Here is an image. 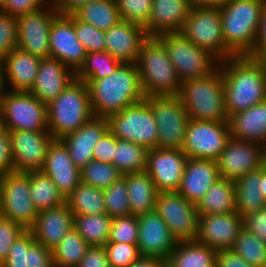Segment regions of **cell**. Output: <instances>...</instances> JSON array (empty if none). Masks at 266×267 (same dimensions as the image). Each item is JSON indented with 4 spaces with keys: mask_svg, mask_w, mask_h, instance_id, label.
Returning <instances> with one entry per match:
<instances>
[{
    "mask_svg": "<svg viewBox=\"0 0 266 267\" xmlns=\"http://www.w3.org/2000/svg\"><path fill=\"white\" fill-rule=\"evenodd\" d=\"M220 174L214 160L188 158L182 181L177 190L186 200L195 204L206 194L213 183L219 180Z\"/></svg>",
    "mask_w": 266,
    "mask_h": 267,
    "instance_id": "83f0119b",
    "label": "cell"
},
{
    "mask_svg": "<svg viewBox=\"0 0 266 267\" xmlns=\"http://www.w3.org/2000/svg\"><path fill=\"white\" fill-rule=\"evenodd\" d=\"M92 0H51L54 8L59 14L71 15L77 11L82 5Z\"/></svg>",
    "mask_w": 266,
    "mask_h": 267,
    "instance_id": "94428289",
    "label": "cell"
},
{
    "mask_svg": "<svg viewBox=\"0 0 266 267\" xmlns=\"http://www.w3.org/2000/svg\"><path fill=\"white\" fill-rule=\"evenodd\" d=\"M167 260L157 257L141 256L130 267H167Z\"/></svg>",
    "mask_w": 266,
    "mask_h": 267,
    "instance_id": "6125c7cd",
    "label": "cell"
},
{
    "mask_svg": "<svg viewBox=\"0 0 266 267\" xmlns=\"http://www.w3.org/2000/svg\"><path fill=\"white\" fill-rule=\"evenodd\" d=\"M0 215L30 230L38 210L30 195L29 176L25 172H10L0 176Z\"/></svg>",
    "mask_w": 266,
    "mask_h": 267,
    "instance_id": "7c38bea8",
    "label": "cell"
},
{
    "mask_svg": "<svg viewBox=\"0 0 266 267\" xmlns=\"http://www.w3.org/2000/svg\"><path fill=\"white\" fill-rule=\"evenodd\" d=\"M217 250L197 240L177 242L170 254L169 267H215Z\"/></svg>",
    "mask_w": 266,
    "mask_h": 267,
    "instance_id": "836d02e7",
    "label": "cell"
},
{
    "mask_svg": "<svg viewBox=\"0 0 266 267\" xmlns=\"http://www.w3.org/2000/svg\"><path fill=\"white\" fill-rule=\"evenodd\" d=\"M58 14L51 2L40 10L19 17L17 48L39 58L50 57V27Z\"/></svg>",
    "mask_w": 266,
    "mask_h": 267,
    "instance_id": "9a60e30c",
    "label": "cell"
},
{
    "mask_svg": "<svg viewBox=\"0 0 266 267\" xmlns=\"http://www.w3.org/2000/svg\"><path fill=\"white\" fill-rule=\"evenodd\" d=\"M116 4L121 20L147 27L152 0H116Z\"/></svg>",
    "mask_w": 266,
    "mask_h": 267,
    "instance_id": "bcb514c9",
    "label": "cell"
},
{
    "mask_svg": "<svg viewBox=\"0 0 266 267\" xmlns=\"http://www.w3.org/2000/svg\"><path fill=\"white\" fill-rule=\"evenodd\" d=\"M79 20L107 31L121 21L116 0H92L73 13Z\"/></svg>",
    "mask_w": 266,
    "mask_h": 267,
    "instance_id": "d590c367",
    "label": "cell"
},
{
    "mask_svg": "<svg viewBox=\"0 0 266 267\" xmlns=\"http://www.w3.org/2000/svg\"><path fill=\"white\" fill-rule=\"evenodd\" d=\"M87 242L73 227L52 249L55 267H77L89 249Z\"/></svg>",
    "mask_w": 266,
    "mask_h": 267,
    "instance_id": "ab89813d",
    "label": "cell"
},
{
    "mask_svg": "<svg viewBox=\"0 0 266 267\" xmlns=\"http://www.w3.org/2000/svg\"><path fill=\"white\" fill-rule=\"evenodd\" d=\"M105 249L111 267H130L141 257L137 244L108 242Z\"/></svg>",
    "mask_w": 266,
    "mask_h": 267,
    "instance_id": "c3c4849f",
    "label": "cell"
},
{
    "mask_svg": "<svg viewBox=\"0 0 266 267\" xmlns=\"http://www.w3.org/2000/svg\"><path fill=\"white\" fill-rule=\"evenodd\" d=\"M156 38L164 45L182 82L208 76L218 67L219 61L213 55L181 32L164 33Z\"/></svg>",
    "mask_w": 266,
    "mask_h": 267,
    "instance_id": "52a82bcc",
    "label": "cell"
},
{
    "mask_svg": "<svg viewBox=\"0 0 266 267\" xmlns=\"http://www.w3.org/2000/svg\"><path fill=\"white\" fill-rule=\"evenodd\" d=\"M16 172L41 171L49 145L54 140L49 131H9Z\"/></svg>",
    "mask_w": 266,
    "mask_h": 267,
    "instance_id": "e0dca14e",
    "label": "cell"
},
{
    "mask_svg": "<svg viewBox=\"0 0 266 267\" xmlns=\"http://www.w3.org/2000/svg\"><path fill=\"white\" fill-rule=\"evenodd\" d=\"M230 138L229 122L190 119L182 150L188 158L216 161Z\"/></svg>",
    "mask_w": 266,
    "mask_h": 267,
    "instance_id": "5bb4252c",
    "label": "cell"
},
{
    "mask_svg": "<svg viewBox=\"0 0 266 267\" xmlns=\"http://www.w3.org/2000/svg\"><path fill=\"white\" fill-rule=\"evenodd\" d=\"M65 203L73 215L106 213L104 191L82 182L65 198Z\"/></svg>",
    "mask_w": 266,
    "mask_h": 267,
    "instance_id": "8d00e7d4",
    "label": "cell"
},
{
    "mask_svg": "<svg viewBox=\"0 0 266 267\" xmlns=\"http://www.w3.org/2000/svg\"><path fill=\"white\" fill-rule=\"evenodd\" d=\"M117 138L108 130L95 144L93 160L113 163Z\"/></svg>",
    "mask_w": 266,
    "mask_h": 267,
    "instance_id": "db71d44e",
    "label": "cell"
},
{
    "mask_svg": "<svg viewBox=\"0 0 266 267\" xmlns=\"http://www.w3.org/2000/svg\"><path fill=\"white\" fill-rule=\"evenodd\" d=\"M74 225V215L64 203L61 206L38 211L34 226L30 229L36 242L53 249Z\"/></svg>",
    "mask_w": 266,
    "mask_h": 267,
    "instance_id": "484cf974",
    "label": "cell"
},
{
    "mask_svg": "<svg viewBox=\"0 0 266 267\" xmlns=\"http://www.w3.org/2000/svg\"><path fill=\"white\" fill-rule=\"evenodd\" d=\"M187 159L186 153L180 149L148 150L145 171L151 176L158 192L179 189Z\"/></svg>",
    "mask_w": 266,
    "mask_h": 267,
    "instance_id": "ac0fdd59",
    "label": "cell"
},
{
    "mask_svg": "<svg viewBox=\"0 0 266 267\" xmlns=\"http://www.w3.org/2000/svg\"><path fill=\"white\" fill-rule=\"evenodd\" d=\"M266 0H230L220 8L225 45L236 55L254 47Z\"/></svg>",
    "mask_w": 266,
    "mask_h": 267,
    "instance_id": "5b68a950",
    "label": "cell"
},
{
    "mask_svg": "<svg viewBox=\"0 0 266 267\" xmlns=\"http://www.w3.org/2000/svg\"><path fill=\"white\" fill-rule=\"evenodd\" d=\"M155 210L177 242L196 240L199 214L195 203L177 191L159 192Z\"/></svg>",
    "mask_w": 266,
    "mask_h": 267,
    "instance_id": "4fadbf2b",
    "label": "cell"
},
{
    "mask_svg": "<svg viewBox=\"0 0 266 267\" xmlns=\"http://www.w3.org/2000/svg\"><path fill=\"white\" fill-rule=\"evenodd\" d=\"M74 29L78 40L82 43L87 53L105 51L104 31L93 27L89 23L79 20L75 15Z\"/></svg>",
    "mask_w": 266,
    "mask_h": 267,
    "instance_id": "681fc988",
    "label": "cell"
},
{
    "mask_svg": "<svg viewBox=\"0 0 266 267\" xmlns=\"http://www.w3.org/2000/svg\"><path fill=\"white\" fill-rule=\"evenodd\" d=\"M231 137L266 145V100L229 117Z\"/></svg>",
    "mask_w": 266,
    "mask_h": 267,
    "instance_id": "4dcf8cb0",
    "label": "cell"
},
{
    "mask_svg": "<svg viewBox=\"0 0 266 267\" xmlns=\"http://www.w3.org/2000/svg\"><path fill=\"white\" fill-rule=\"evenodd\" d=\"M180 32L218 61L236 56L224 43L220 8L192 6Z\"/></svg>",
    "mask_w": 266,
    "mask_h": 267,
    "instance_id": "9c48e42d",
    "label": "cell"
},
{
    "mask_svg": "<svg viewBox=\"0 0 266 267\" xmlns=\"http://www.w3.org/2000/svg\"><path fill=\"white\" fill-rule=\"evenodd\" d=\"M112 217L106 213L74 215L73 227L90 247L105 246L109 241Z\"/></svg>",
    "mask_w": 266,
    "mask_h": 267,
    "instance_id": "74e56055",
    "label": "cell"
},
{
    "mask_svg": "<svg viewBox=\"0 0 266 267\" xmlns=\"http://www.w3.org/2000/svg\"><path fill=\"white\" fill-rule=\"evenodd\" d=\"M228 117L266 100V62L246 55L219 61Z\"/></svg>",
    "mask_w": 266,
    "mask_h": 267,
    "instance_id": "6da1fadb",
    "label": "cell"
},
{
    "mask_svg": "<svg viewBox=\"0 0 266 267\" xmlns=\"http://www.w3.org/2000/svg\"><path fill=\"white\" fill-rule=\"evenodd\" d=\"M25 231L16 222L0 215V266L9 256L14 241Z\"/></svg>",
    "mask_w": 266,
    "mask_h": 267,
    "instance_id": "816d5d0a",
    "label": "cell"
},
{
    "mask_svg": "<svg viewBox=\"0 0 266 267\" xmlns=\"http://www.w3.org/2000/svg\"><path fill=\"white\" fill-rule=\"evenodd\" d=\"M215 267H255L247 263L232 249L217 250Z\"/></svg>",
    "mask_w": 266,
    "mask_h": 267,
    "instance_id": "91938a15",
    "label": "cell"
},
{
    "mask_svg": "<svg viewBox=\"0 0 266 267\" xmlns=\"http://www.w3.org/2000/svg\"><path fill=\"white\" fill-rule=\"evenodd\" d=\"M86 84L96 117L108 118L145 99L135 63H122L111 75Z\"/></svg>",
    "mask_w": 266,
    "mask_h": 267,
    "instance_id": "7a4b0ae2",
    "label": "cell"
},
{
    "mask_svg": "<svg viewBox=\"0 0 266 267\" xmlns=\"http://www.w3.org/2000/svg\"><path fill=\"white\" fill-rule=\"evenodd\" d=\"M244 227L266 243V206L245 215Z\"/></svg>",
    "mask_w": 266,
    "mask_h": 267,
    "instance_id": "11a10c76",
    "label": "cell"
},
{
    "mask_svg": "<svg viewBox=\"0 0 266 267\" xmlns=\"http://www.w3.org/2000/svg\"><path fill=\"white\" fill-rule=\"evenodd\" d=\"M123 177L126 180L131 215L139 216L155 210L159 192L151 176L142 171L123 174Z\"/></svg>",
    "mask_w": 266,
    "mask_h": 267,
    "instance_id": "1f68e13d",
    "label": "cell"
},
{
    "mask_svg": "<svg viewBox=\"0 0 266 267\" xmlns=\"http://www.w3.org/2000/svg\"><path fill=\"white\" fill-rule=\"evenodd\" d=\"M14 171L9 131L0 128V176Z\"/></svg>",
    "mask_w": 266,
    "mask_h": 267,
    "instance_id": "9f6ffc18",
    "label": "cell"
},
{
    "mask_svg": "<svg viewBox=\"0 0 266 267\" xmlns=\"http://www.w3.org/2000/svg\"><path fill=\"white\" fill-rule=\"evenodd\" d=\"M121 64V61L107 51L88 52L83 65L75 73L76 79L85 83L88 80L102 79L111 75Z\"/></svg>",
    "mask_w": 266,
    "mask_h": 267,
    "instance_id": "b9f144b4",
    "label": "cell"
},
{
    "mask_svg": "<svg viewBox=\"0 0 266 267\" xmlns=\"http://www.w3.org/2000/svg\"><path fill=\"white\" fill-rule=\"evenodd\" d=\"M0 267H55L52 249L36 242L33 233L25 230L14 241L8 258Z\"/></svg>",
    "mask_w": 266,
    "mask_h": 267,
    "instance_id": "f546056e",
    "label": "cell"
},
{
    "mask_svg": "<svg viewBox=\"0 0 266 267\" xmlns=\"http://www.w3.org/2000/svg\"><path fill=\"white\" fill-rule=\"evenodd\" d=\"M109 131L117 138L136 143L148 150L158 148V129L152 108L144 99L108 118Z\"/></svg>",
    "mask_w": 266,
    "mask_h": 267,
    "instance_id": "30bf717a",
    "label": "cell"
},
{
    "mask_svg": "<svg viewBox=\"0 0 266 267\" xmlns=\"http://www.w3.org/2000/svg\"><path fill=\"white\" fill-rule=\"evenodd\" d=\"M106 214L114 217L131 215L126 180L121 177L104 189Z\"/></svg>",
    "mask_w": 266,
    "mask_h": 267,
    "instance_id": "f6af8a7d",
    "label": "cell"
},
{
    "mask_svg": "<svg viewBox=\"0 0 266 267\" xmlns=\"http://www.w3.org/2000/svg\"><path fill=\"white\" fill-rule=\"evenodd\" d=\"M244 227V217L237 211L199 215L196 240L216 250L231 249Z\"/></svg>",
    "mask_w": 266,
    "mask_h": 267,
    "instance_id": "ffe728a7",
    "label": "cell"
},
{
    "mask_svg": "<svg viewBox=\"0 0 266 267\" xmlns=\"http://www.w3.org/2000/svg\"><path fill=\"white\" fill-rule=\"evenodd\" d=\"M230 0H191L193 6L221 8Z\"/></svg>",
    "mask_w": 266,
    "mask_h": 267,
    "instance_id": "be15d7a7",
    "label": "cell"
},
{
    "mask_svg": "<svg viewBox=\"0 0 266 267\" xmlns=\"http://www.w3.org/2000/svg\"><path fill=\"white\" fill-rule=\"evenodd\" d=\"M148 149L136 143L117 139L113 163L122 174L146 170Z\"/></svg>",
    "mask_w": 266,
    "mask_h": 267,
    "instance_id": "60d3db41",
    "label": "cell"
},
{
    "mask_svg": "<svg viewBox=\"0 0 266 267\" xmlns=\"http://www.w3.org/2000/svg\"><path fill=\"white\" fill-rule=\"evenodd\" d=\"M50 57L56 58L75 73L87 54L74 29V14H58L50 27Z\"/></svg>",
    "mask_w": 266,
    "mask_h": 267,
    "instance_id": "2e32d148",
    "label": "cell"
},
{
    "mask_svg": "<svg viewBox=\"0 0 266 267\" xmlns=\"http://www.w3.org/2000/svg\"><path fill=\"white\" fill-rule=\"evenodd\" d=\"M93 116L88 86L76 78L47 104L48 131L54 139L75 132Z\"/></svg>",
    "mask_w": 266,
    "mask_h": 267,
    "instance_id": "277c9868",
    "label": "cell"
},
{
    "mask_svg": "<svg viewBox=\"0 0 266 267\" xmlns=\"http://www.w3.org/2000/svg\"><path fill=\"white\" fill-rule=\"evenodd\" d=\"M247 263L255 267H264L266 262V243L243 227L231 248Z\"/></svg>",
    "mask_w": 266,
    "mask_h": 267,
    "instance_id": "7bdbcfd3",
    "label": "cell"
},
{
    "mask_svg": "<svg viewBox=\"0 0 266 267\" xmlns=\"http://www.w3.org/2000/svg\"><path fill=\"white\" fill-rule=\"evenodd\" d=\"M41 58L14 48L2 60L6 86L10 91L29 92L33 87Z\"/></svg>",
    "mask_w": 266,
    "mask_h": 267,
    "instance_id": "f1b7e54d",
    "label": "cell"
},
{
    "mask_svg": "<svg viewBox=\"0 0 266 267\" xmlns=\"http://www.w3.org/2000/svg\"><path fill=\"white\" fill-rule=\"evenodd\" d=\"M145 96L178 95L182 81L168 57L164 45L149 37L135 62Z\"/></svg>",
    "mask_w": 266,
    "mask_h": 267,
    "instance_id": "8992f818",
    "label": "cell"
},
{
    "mask_svg": "<svg viewBox=\"0 0 266 267\" xmlns=\"http://www.w3.org/2000/svg\"><path fill=\"white\" fill-rule=\"evenodd\" d=\"M260 184L261 168L249 172L234 181L236 210L242 217L266 206V200L263 198Z\"/></svg>",
    "mask_w": 266,
    "mask_h": 267,
    "instance_id": "e575fe53",
    "label": "cell"
},
{
    "mask_svg": "<svg viewBox=\"0 0 266 267\" xmlns=\"http://www.w3.org/2000/svg\"><path fill=\"white\" fill-rule=\"evenodd\" d=\"M158 131V148L182 150L190 117L178 95L145 96Z\"/></svg>",
    "mask_w": 266,
    "mask_h": 267,
    "instance_id": "8fae6325",
    "label": "cell"
},
{
    "mask_svg": "<svg viewBox=\"0 0 266 267\" xmlns=\"http://www.w3.org/2000/svg\"><path fill=\"white\" fill-rule=\"evenodd\" d=\"M8 86H6L5 82V74H4V65L3 62L0 60V99L2 95L8 90Z\"/></svg>",
    "mask_w": 266,
    "mask_h": 267,
    "instance_id": "e7e4bbea",
    "label": "cell"
},
{
    "mask_svg": "<svg viewBox=\"0 0 266 267\" xmlns=\"http://www.w3.org/2000/svg\"><path fill=\"white\" fill-rule=\"evenodd\" d=\"M109 130L107 118L93 116L75 132L60 140L67 147L70 158L80 170L93 160V150L99 139Z\"/></svg>",
    "mask_w": 266,
    "mask_h": 267,
    "instance_id": "cb8c5ba5",
    "label": "cell"
},
{
    "mask_svg": "<svg viewBox=\"0 0 266 267\" xmlns=\"http://www.w3.org/2000/svg\"><path fill=\"white\" fill-rule=\"evenodd\" d=\"M51 0H7L1 12L19 18L49 5Z\"/></svg>",
    "mask_w": 266,
    "mask_h": 267,
    "instance_id": "f5cc1de1",
    "label": "cell"
},
{
    "mask_svg": "<svg viewBox=\"0 0 266 267\" xmlns=\"http://www.w3.org/2000/svg\"><path fill=\"white\" fill-rule=\"evenodd\" d=\"M260 190L262 192L263 198L266 200V170L263 168H261Z\"/></svg>",
    "mask_w": 266,
    "mask_h": 267,
    "instance_id": "03108f58",
    "label": "cell"
},
{
    "mask_svg": "<svg viewBox=\"0 0 266 267\" xmlns=\"http://www.w3.org/2000/svg\"><path fill=\"white\" fill-rule=\"evenodd\" d=\"M41 171L51 178L64 198L81 183V171L60 139H54L49 145Z\"/></svg>",
    "mask_w": 266,
    "mask_h": 267,
    "instance_id": "603a6c76",
    "label": "cell"
},
{
    "mask_svg": "<svg viewBox=\"0 0 266 267\" xmlns=\"http://www.w3.org/2000/svg\"><path fill=\"white\" fill-rule=\"evenodd\" d=\"M263 145L230 138L216 160L221 178L231 181L261 168Z\"/></svg>",
    "mask_w": 266,
    "mask_h": 267,
    "instance_id": "d6986e66",
    "label": "cell"
},
{
    "mask_svg": "<svg viewBox=\"0 0 266 267\" xmlns=\"http://www.w3.org/2000/svg\"><path fill=\"white\" fill-rule=\"evenodd\" d=\"M0 124L8 131H48L47 104L30 92L7 90L0 99Z\"/></svg>",
    "mask_w": 266,
    "mask_h": 267,
    "instance_id": "ba28073f",
    "label": "cell"
},
{
    "mask_svg": "<svg viewBox=\"0 0 266 267\" xmlns=\"http://www.w3.org/2000/svg\"><path fill=\"white\" fill-rule=\"evenodd\" d=\"M26 173L29 176L31 200L38 211L55 208L65 203L64 196L49 176L42 171Z\"/></svg>",
    "mask_w": 266,
    "mask_h": 267,
    "instance_id": "f35d334b",
    "label": "cell"
},
{
    "mask_svg": "<svg viewBox=\"0 0 266 267\" xmlns=\"http://www.w3.org/2000/svg\"><path fill=\"white\" fill-rule=\"evenodd\" d=\"M137 246L141 256L157 257L168 260L177 241L169 227L156 210L137 216Z\"/></svg>",
    "mask_w": 266,
    "mask_h": 267,
    "instance_id": "44dd1931",
    "label": "cell"
},
{
    "mask_svg": "<svg viewBox=\"0 0 266 267\" xmlns=\"http://www.w3.org/2000/svg\"><path fill=\"white\" fill-rule=\"evenodd\" d=\"M7 0H0V10L3 8Z\"/></svg>",
    "mask_w": 266,
    "mask_h": 267,
    "instance_id": "a7ac6f4b",
    "label": "cell"
},
{
    "mask_svg": "<svg viewBox=\"0 0 266 267\" xmlns=\"http://www.w3.org/2000/svg\"><path fill=\"white\" fill-rule=\"evenodd\" d=\"M246 56L266 62V3L262 9L255 45Z\"/></svg>",
    "mask_w": 266,
    "mask_h": 267,
    "instance_id": "6f0895ef",
    "label": "cell"
},
{
    "mask_svg": "<svg viewBox=\"0 0 266 267\" xmlns=\"http://www.w3.org/2000/svg\"><path fill=\"white\" fill-rule=\"evenodd\" d=\"M18 44V19L0 11V60Z\"/></svg>",
    "mask_w": 266,
    "mask_h": 267,
    "instance_id": "f907efd6",
    "label": "cell"
},
{
    "mask_svg": "<svg viewBox=\"0 0 266 267\" xmlns=\"http://www.w3.org/2000/svg\"><path fill=\"white\" fill-rule=\"evenodd\" d=\"M138 220L137 216L128 215L112 218L108 242H124L137 244Z\"/></svg>",
    "mask_w": 266,
    "mask_h": 267,
    "instance_id": "7dc6e473",
    "label": "cell"
},
{
    "mask_svg": "<svg viewBox=\"0 0 266 267\" xmlns=\"http://www.w3.org/2000/svg\"><path fill=\"white\" fill-rule=\"evenodd\" d=\"M105 34V51L122 63H135L144 42L149 38L146 29L121 20Z\"/></svg>",
    "mask_w": 266,
    "mask_h": 267,
    "instance_id": "7402d4cb",
    "label": "cell"
},
{
    "mask_svg": "<svg viewBox=\"0 0 266 267\" xmlns=\"http://www.w3.org/2000/svg\"><path fill=\"white\" fill-rule=\"evenodd\" d=\"M178 96L190 119L229 122L224 107V83L219 66L208 76L182 82Z\"/></svg>",
    "mask_w": 266,
    "mask_h": 267,
    "instance_id": "3957f363",
    "label": "cell"
},
{
    "mask_svg": "<svg viewBox=\"0 0 266 267\" xmlns=\"http://www.w3.org/2000/svg\"><path fill=\"white\" fill-rule=\"evenodd\" d=\"M261 168L266 170V145H263L262 148Z\"/></svg>",
    "mask_w": 266,
    "mask_h": 267,
    "instance_id": "003e7915",
    "label": "cell"
},
{
    "mask_svg": "<svg viewBox=\"0 0 266 267\" xmlns=\"http://www.w3.org/2000/svg\"><path fill=\"white\" fill-rule=\"evenodd\" d=\"M191 0H152L146 33L149 37L180 32L192 8Z\"/></svg>",
    "mask_w": 266,
    "mask_h": 267,
    "instance_id": "4316f807",
    "label": "cell"
},
{
    "mask_svg": "<svg viewBox=\"0 0 266 267\" xmlns=\"http://www.w3.org/2000/svg\"><path fill=\"white\" fill-rule=\"evenodd\" d=\"M105 246L89 247L77 267H109Z\"/></svg>",
    "mask_w": 266,
    "mask_h": 267,
    "instance_id": "680465c9",
    "label": "cell"
},
{
    "mask_svg": "<svg viewBox=\"0 0 266 267\" xmlns=\"http://www.w3.org/2000/svg\"><path fill=\"white\" fill-rule=\"evenodd\" d=\"M199 215L236 212L234 181L219 178L196 204Z\"/></svg>",
    "mask_w": 266,
    "mask_h": 267,
    "instance_id": "d6a6232c",
    "label": "cell"
},
{
    "mask_svg": "<svg viewBox=\"0 0 266 267\" xmlns=\"http://www.w3.org/2000/svg\"><path fill=\"white\" fill-rule=\"evenodd\" d=\"M75 78V72L56 58H41L35 83L29 92L48 104Z\"/></svg>",
    "mask_w": 266,
    "mask_h": 267,
    "instance_id": "d4e9b609",
    "label": "cell"
},
{
    "mask_svg": "<svg viewBox=\"0 0 266 267\" xmlns=\"http://www.w3.org/2000/svg\"><path fill=\"white\" fill-rule=\"evenodd\" d=\"M80 171L82 183L102 190L107 189L113 182L123 177L114 164L96 160L90 161Z\"/></svg>",
    "mask_w": 266,
    "mask_h": 267,
    "instance_id": "ee69618b",
    "label": "cell"
}]
</instances>
